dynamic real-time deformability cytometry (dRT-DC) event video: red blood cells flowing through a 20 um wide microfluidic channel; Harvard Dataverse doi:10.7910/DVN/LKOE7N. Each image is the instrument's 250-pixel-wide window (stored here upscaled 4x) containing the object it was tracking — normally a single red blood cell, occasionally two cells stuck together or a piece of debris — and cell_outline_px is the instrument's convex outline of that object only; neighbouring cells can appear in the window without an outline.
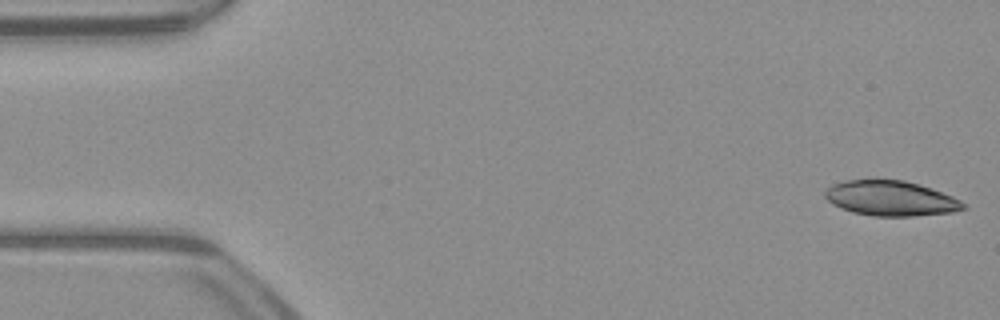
{"species": "common noctule bat (a hibernating species)", "species_latin": "Nyctalus noctula", "temperature_condition": "warm", "stored_images_in_passage": 50, "camera_frame_rate_fps": 3000, "um_per_image_px": 0.085, "animal": {"sex": "male", "body_mass_g": 23.1, "forearm_length_mm": 52.7}, "frame": {"image": 1, "passage_image": 1, "time_ms": 0.0, "image_size_px": [1000, 320], "cell_outline_px": [[968, 208], [952, 212], [912, 216], [872, 216], [852, 212], [840, 208], [832, 204], [824, 196], [824, 192], [832, 184], [844, 180], [876, 176], [904, 180], [920, 184], [932, 188], [952, 196], [968, 204]], "centroid_in_image_um": [75.69, 16.81], "position_along_channel_um": 9.3, "area_um2": 29.3}}